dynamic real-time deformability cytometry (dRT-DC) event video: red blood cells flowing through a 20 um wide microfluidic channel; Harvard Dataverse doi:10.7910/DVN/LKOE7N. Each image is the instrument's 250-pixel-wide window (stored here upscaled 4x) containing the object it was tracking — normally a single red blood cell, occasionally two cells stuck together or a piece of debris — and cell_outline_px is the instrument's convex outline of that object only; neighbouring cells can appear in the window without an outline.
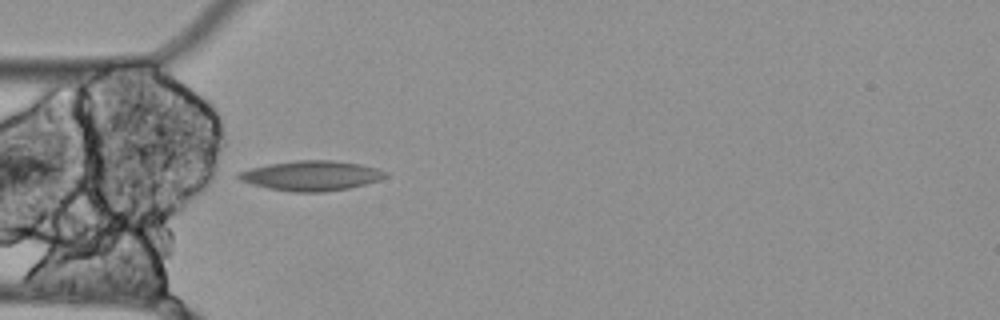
{"species": "Egyptian fruit bat (a non-hibernating species)", "species_latin": "Rousettus aegyptiacus", "temperature_condition": "cold", "stored_images_in_passage": 19, "camera_frame_rate_fps": 3000, "um_per_image_px": 0.085, "animal": {"sex": "female"}, "frame": {"image": 1, "passage_image": 16, "time_ms": 5.0, "image_size_px": [1000, 320], "cell_outline_px": [[388, 176], [380, 180], [348, 188], [324, 192], [292, 192], [268, 188], [252, 184], [240, 180], [236, 176], [236, 172], [268, 164], [296, 160], [332, 160], [360, 164], [376, 168], [388, 172]], "centroid_in_image_um": [26.46, 14.93], "position_along_channel_um": 58.5, "area_um2": 25.61}}